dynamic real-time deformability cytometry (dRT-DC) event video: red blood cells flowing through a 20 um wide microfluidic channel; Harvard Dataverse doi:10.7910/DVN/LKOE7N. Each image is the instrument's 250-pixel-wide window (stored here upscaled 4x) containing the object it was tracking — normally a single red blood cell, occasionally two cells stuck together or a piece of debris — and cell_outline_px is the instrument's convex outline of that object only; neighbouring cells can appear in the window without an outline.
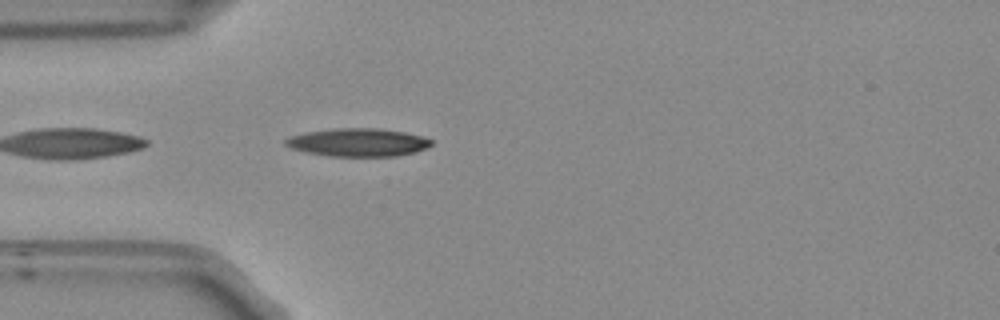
{"species": "Egyptian fruit bat (a non-hibernating species)", "species_latin": "Rousettus aegyptiacus", "temperature_condition": "room temperature", "stored_images_in_passage": 40, "camera_frame_rate_fps": 3000, "um_per_image_px": 0.085, "frame": {"image": 1, "passage_image": 2, "time_ms": 0.333, "image_size_px": [1000, 320], "cell_outline_px": [[432, 144], [428, 148], [416, 152], [396, 156], [332, 156], [304, 152], [292, 148], [284, 144], [284, 140], [288, 136], [308, 132], [336, 128], [380, 128], [404, 132], [420, 136], [432, 140]], "centroid_in_image_um": [30.43, 12.1], "position_along_channel_um": 54.6, "area_um2": 23.87}}
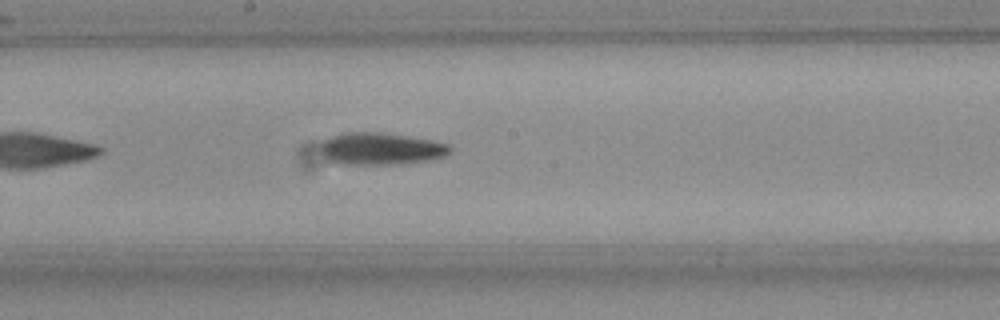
{"frame": {"image": 2, "passage_image": 15, "time_ms": 4.667, "image_size_px": [1000, 320], "cell_outline_px": [[452, 148], [444, 156], [424, 160], [392, 164], [340, 164], [328, 160], [320, 144], [324, 140], [332, 136], [348, 132], [380, 132], [408, 136], [432, 140], [452, 144]], "centroid_in_image_um": [32.39, 12.62], "position_along_channel_um": 215.8, "area_um2": 23.87}}
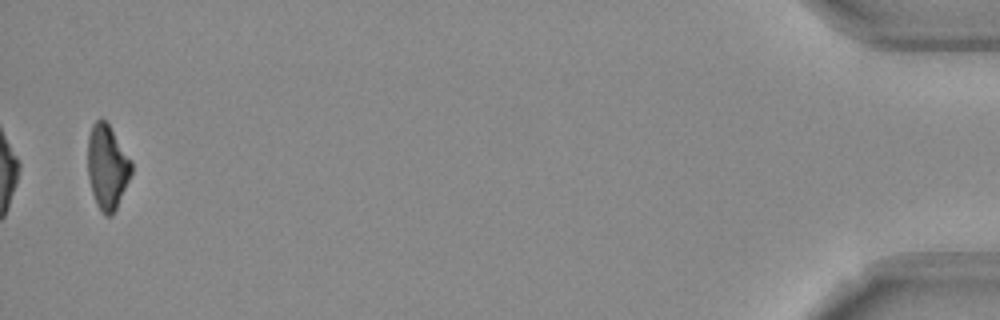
{"frame": {"image": 3, "passage_image": 39, "time_ms": 12.667, "image_size_px": [1000, 320], "cell_outline_px": [[132, 172], [116, 208], [112, 216], [104, 216], [100, 212], [96, 204], [92, 192], [88, 176], [88, 136], [92, 124], [100, 116], [108, 124], [132, 160]], "centroid_in_image_um": [9.1, 14.19], "position_along_channel_um": 426.1, "area_um2": 21.56}, "authors_computed_cell_mechanics": {"area_um2": 22.9466, "velocity_mm_per_s": 3.8102, "shape_relaxation_time_tau1_ms": 5.0774, "shape_relaxation_time_tau2_ms": null, "deformation_change_tau1": 0.171, "deformation_change_tau2": null}}